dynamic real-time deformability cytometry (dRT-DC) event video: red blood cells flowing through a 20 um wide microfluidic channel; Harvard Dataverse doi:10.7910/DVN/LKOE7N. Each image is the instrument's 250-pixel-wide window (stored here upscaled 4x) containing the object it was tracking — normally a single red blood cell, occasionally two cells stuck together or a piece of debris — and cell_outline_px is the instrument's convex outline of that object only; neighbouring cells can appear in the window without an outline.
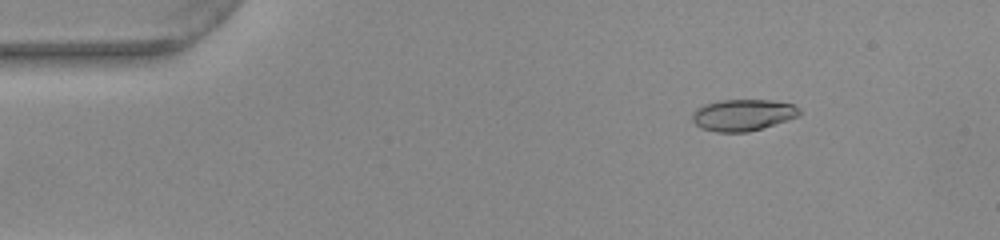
{"species": "common noctule bat (a hibernating species)", "species_latin": "Nyctalus noctula", "temperature_condition": "warm", "stored_images_in_passage": 52, "camera_frame_rate_fps": 3000, "um_per_image_px": 0.085, "animal": {"sex": "female", "body_mass_g": 22.0, "forearm_length_mm": 56.7}, "frame": {"image": 1, "passage_image": 7, "time_ms": 2.0, "image_size_px": [1000, 240], "cell_outline_px": [[800, 116], [788, 120], [748, 132], [716, 132], [700, 128], [692, 120], [692, 116], [696, 108], [704, 104], [720, 100], [768, 100], [792, 104], [800, 112]], "centroid_in_image_um": [63.11, 9.78], "position_along_channel_um": 21.9, "area_um2": 19.59}}
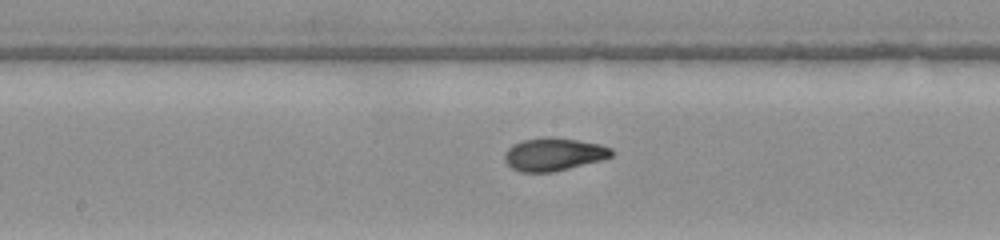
{"frame": {"image": 2, "passage_image": 27, "time_ms": 8.667, "image_size_px": [1000, 240], "cell_outline_px": [[616, 152], [612, 156], [600, 160], [552, 172], [520, 172], [512, 168], [504, 160], [504, 152], [512, 144], [520, 140], [544, 136], [548, 136], [576, 140], [600, 144], [612, 148]], "centroid_in_image_um": [47.04, 13.1], "position_along_channel_um": 201.2, "area_um2": 20.63}}
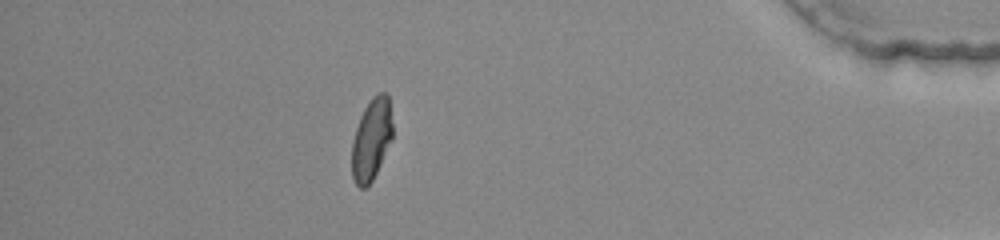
{"frame": {"image": 3, "passage_image": 46, "time_ms": 15.0, "image_size_px": [1000, 240], "cell_outline_px": [[392, 140], [372, 180], [364, 188], [360, 188], [352, 180], [352, 140], [360, 116], [364, 108], [372, 96], [376, 92], [384, 92], [388, 96], [392, 124]], "centroid_in_image_um": [31.56, 11.83], "position_along_channel_um": 403.6, "area_um2": 19.36}, "authors_computed_cell_mechanics": {"area_um2": 19.8832, "velocity_mm_per_s": 3.9285, "shape_relaxation_time_tau1_ms": 7.9639, "shape_relaxation_time_tau2_ms": 0.8594, "deformation_change_tau1": 0.2799, "deformation_change_tau2": 0.0487}}